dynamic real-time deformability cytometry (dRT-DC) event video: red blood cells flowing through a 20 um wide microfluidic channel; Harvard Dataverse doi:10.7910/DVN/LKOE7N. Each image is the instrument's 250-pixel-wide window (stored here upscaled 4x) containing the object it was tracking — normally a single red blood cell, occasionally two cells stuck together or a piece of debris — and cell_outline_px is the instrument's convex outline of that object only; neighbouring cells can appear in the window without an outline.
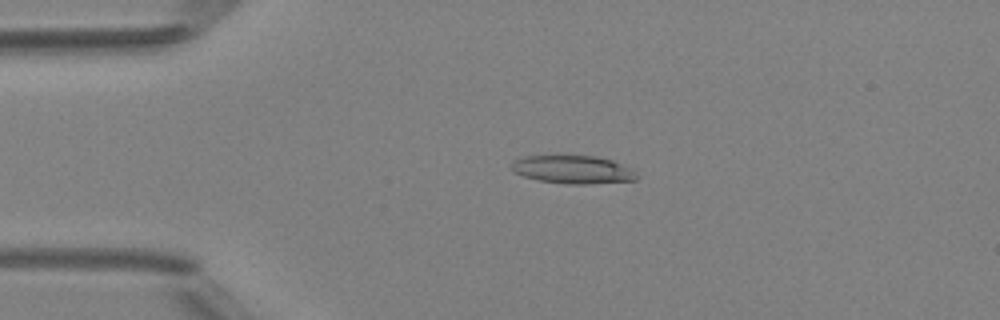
{"species": "Egyptian fruit bat (a non-hibernating species)", "species_latin": "Rousettus aegyptiacus", "temperature_condition": "room temperature", "stored_images_in_passage": 48, "camera_frame_rate_fps": 3000, "um_per_image_px": 0.085, "animal": {"sex": "female"}, "frame": {"image": 1, "passage_image": 10, "time_ms": 3.0, "image_size_px": [1000, 320], "cell_outline_px": [[636, 180], [588, 184], [568, 184], [540, 180], [524, 176], [516, 172], [512, 168], [512, 164], [516, 160], [524, 156], [560, 152], [596, 156], [612, 160], [636, 172]], "centroid_in_image_um": [48.66, 14.35], "position_along_channel_um": 36.3, "area_um2": 21.1}}
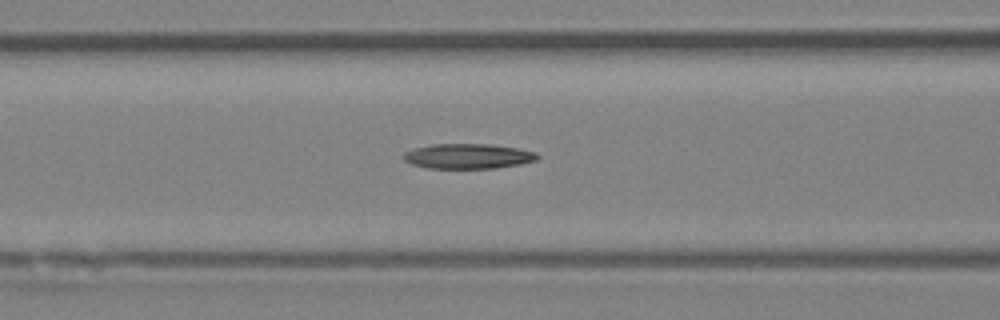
{"frame": {"image": 2, "passage_image": 19, "time_ms": 6.0, "image_size_px": [1000, 320], "cell_outline_px": [[540, 156], [536, 160], [520, 164], [496, 168], [428, 168], [412, 164], [404, 160], [404, 152], [412, 148], [432, 144], [488, 144], [520, 148], [536, 152]], "centroid_in_image_um": [39.79, 13.27], "position_along_channel_um": 126.8, "area_um2": 19.59}}
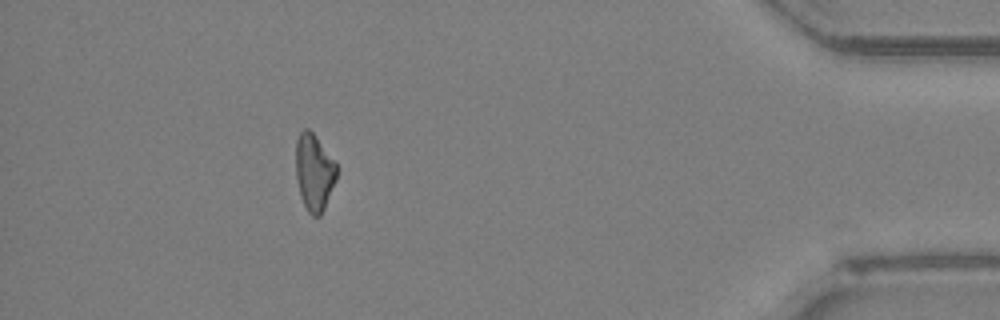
{"frame": {"image": 3, "passage_image": 43, "time_ms": 14.0, "image_size_px": [1000, 320], "cell_outline_px": [[336, 180], [324, 208], [320, 216], [312, 216], [308, 212], [300, 196], [296, 180], [296, 140], [300, 132], [304, 128], [308, 128], [316, 136], [336, 164]], "centroid_in_image_um": [26.68, 14.64], "position_along_channel_um": 408.5, "area_um2": 18.15}, "authors_computed_cell_mechanics": {"area_um2": 19.7098, "velocity_mm_per_s": 4.2145, "shape_relaxation_time_tau1_ms": 7.7995, "shape_relaxation_time_tau2_ms": 7.0357, "deformation_change_tau1": 0.1767, "deformation_change_tau2": 0.199}}